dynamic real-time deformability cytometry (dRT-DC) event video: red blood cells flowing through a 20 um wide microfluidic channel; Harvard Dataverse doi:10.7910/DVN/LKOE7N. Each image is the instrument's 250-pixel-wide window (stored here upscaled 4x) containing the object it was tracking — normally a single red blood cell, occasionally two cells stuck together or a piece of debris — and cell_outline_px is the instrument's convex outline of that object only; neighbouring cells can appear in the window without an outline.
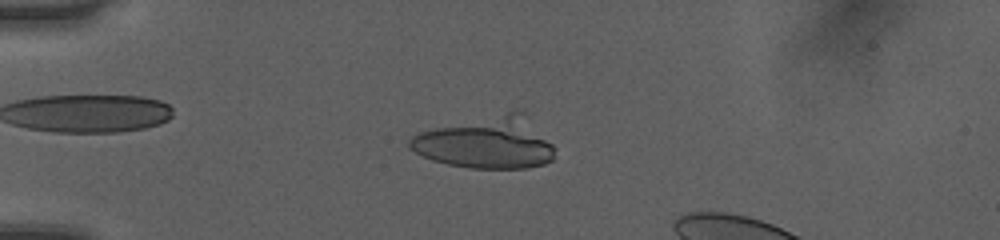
{"species": "human", "species_latin": "Homo sapiens", "temperature_condition": "room temperature", "stored_images_in_passage": 37, "camera_frame_rate_fps": 3000, "um_per_image_px": 0.085, "donor": {"sex": "female"}, "frame": {"image": 1, "passage_image": 3, "time_ms": 0.667, "image_size_px": [1000, 240], "cell_outline_px": [[556, 148], [552, 160], [544, 164], [528, 168], [468, 168], [448, 164], [432, 160], [408, 148], [408, 140], [412, 136], [420, 132], [516, 108], [524, 108]], "centroid_in_image_um": [41.44, 12.1], "position_along_channel_um": 43.6, "area_um2": 44.45}}
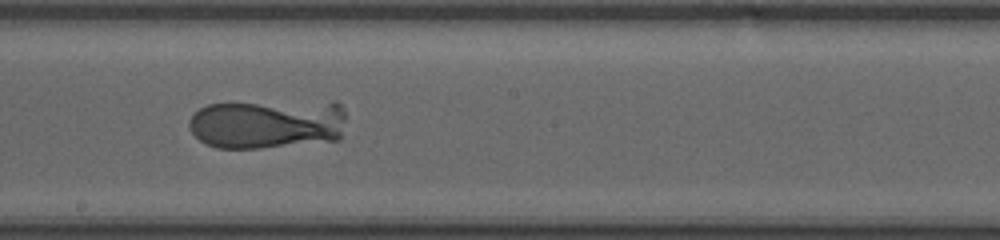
{"frame": {"image": 2, "passage_image": 19, "time_ms": 6.0, "image_size_px": [1000, 240], "cell_outline_px": [[344, 120], [340, 140], [260, 148], [216, 148], [200, 140], [188, 128], [188, 120], [200, 108], [208, 104], [332, 100], [336, 100], [344, 108]], "centroid_in_image_um": [22.78, 10.51], "position_along_channel_um": 225.4, "area_um2": 46.01}}
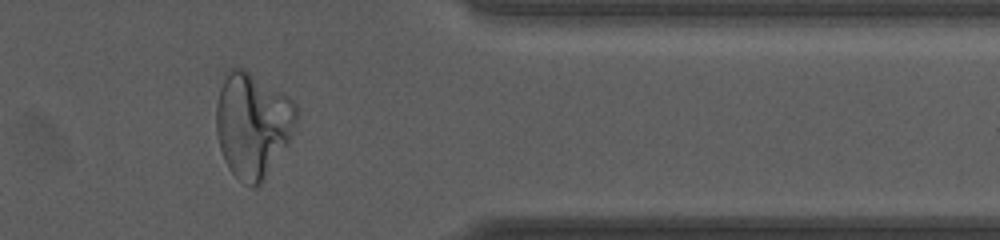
{"frame": {"image": 3, "passage_image": 32, "time_ms": 10.333, "image_size_px": [1000, 240], "cell_outline_px": [[296, 120], [288, 144], [264, 180], [256, 188], [252, 188], [244, 184], [228, 168], [224, 160], [220, 148], [216, 132], [216, 104], [224, 72], [228, 68], [244, 68], [292, 100], [296, 104]], "centroid_in_image_um": [21.44, 10.62], "position_along_channel_um": 390.0, "area_um2": 49.07}}